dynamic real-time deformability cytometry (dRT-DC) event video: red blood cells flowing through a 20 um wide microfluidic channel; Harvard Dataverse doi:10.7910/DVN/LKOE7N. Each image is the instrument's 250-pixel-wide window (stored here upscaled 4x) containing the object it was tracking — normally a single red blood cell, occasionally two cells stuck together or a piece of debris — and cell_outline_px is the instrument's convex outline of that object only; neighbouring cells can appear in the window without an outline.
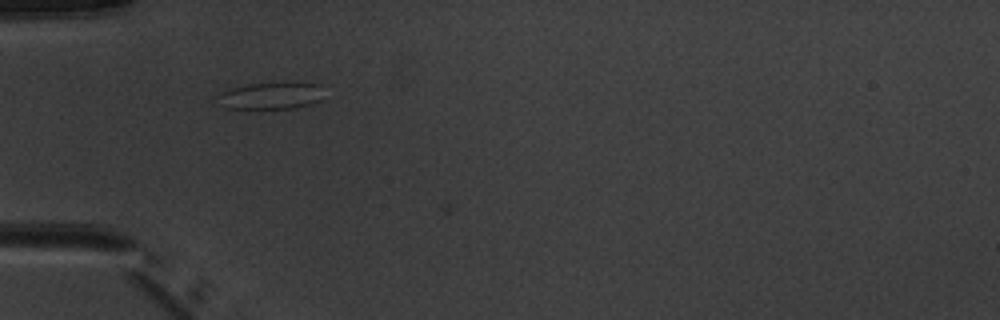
{"species": "common noctule bat (a hibernating species)", "species_latin": "Nyctalus noctula", "temperature_condition": "warm", "stored_images_in_passage": 5, "camera_frame_rate_fps": 3000, "um_per_image_px": 0.085, "animal": {"sex": "male", "body_mass_g": 20.1, "forearm_length_mm": 53.5}, "frame": {"image": 1, "passage_image": 4, "time_ms": 4.333, "image_size_px": [1000, 320], "cell_outline_px": [[320, 100], [308, 104], [292, 108], [224, 108], [220, 92], [232, 88], [248, 84], [284, 80], [320, 84]], "centroid_in_image_um": [23.08, 8.08], "position_along_channel_um": 61.9, "area_um2": 16.65}}
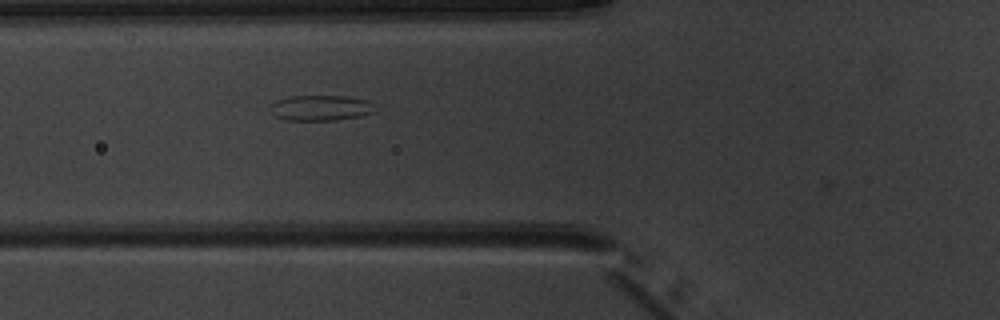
{"frame": {"image": 2, "passage_image": 5, "time_ms": 5.333, "image_size_px": [1000, 320], "cell_outline_px": [[380, 108], [376, 112], [360, 116], [336, 120], [284, 120], [276, 116], [272, 112], [272, 104], [276, 100], [288, 96], [348, 96], [368, 100]], "centroid_in_image_um": [27.35, 9.16], "position_along_channel_um": 98.4, "area_um2": 15.78}}